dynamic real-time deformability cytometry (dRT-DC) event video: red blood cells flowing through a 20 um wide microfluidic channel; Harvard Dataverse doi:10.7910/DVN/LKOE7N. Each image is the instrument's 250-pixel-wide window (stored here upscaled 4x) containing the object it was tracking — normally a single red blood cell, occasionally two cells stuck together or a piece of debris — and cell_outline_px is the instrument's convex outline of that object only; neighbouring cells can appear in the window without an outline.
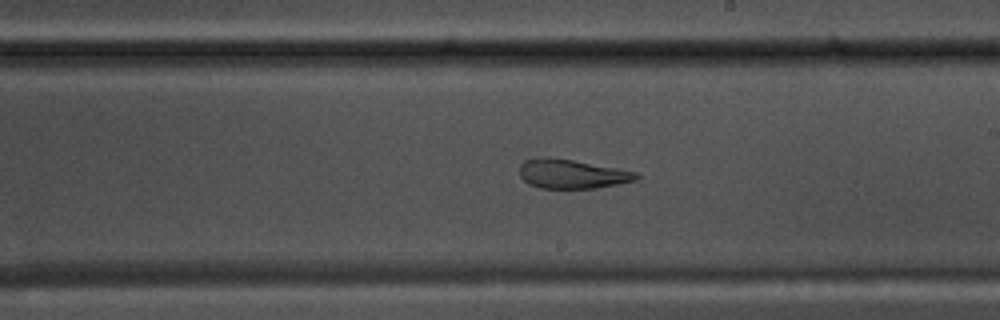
{"species": "common noctule bat (a hibernating species)", "species_latin": "Nyctalus noctula", "temperature_condition": "warm", "stored_images_in_passage": 51, "camera_frame_rate_fps": 3000, "um_per_image_px": 0.085, "animal": {"sex": "male", "body_mass_g": 17.5, "forearm_length_mm": 52.3}, "frame": {"image": 1, "passage_image": 28, "time_ms": 9.0, "image_size_px": [1000, 320], "cell_outline_px": [[640, 176], [636, 180], [596, 188], [540, 188], [528, 184], [520, 176], [520, 164], [524, 160], [544, 156], [572, 160], [616, 168], [636, 172]], "centroid_in_image_um": [48.57, 14.78], "position_along_channel_um": 240.4, "area_um2": 19.71}}
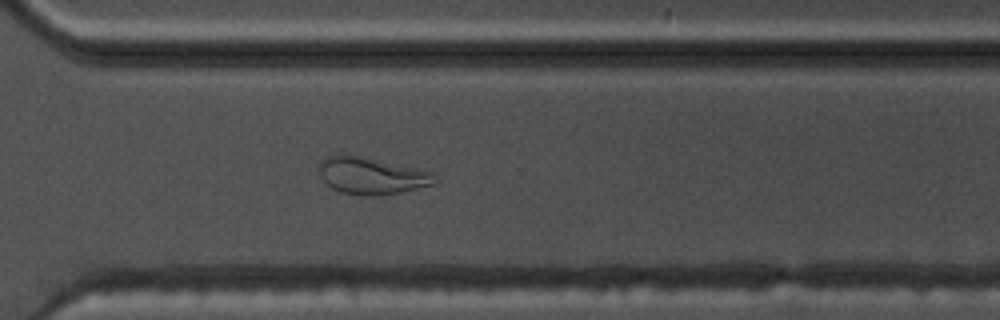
{"frame": {"image": 2, "passage_image": 36, "time_ms": 11.667, "image_size_px": [1000, 320], "cell_outline_px": [[436, 184], [400, 192], [380, 196], [368, 196], [340, 192], [332, 188], [320, 176], [320, 164], [328, 156], [344, 152], [416, 168], [432, 172]], "centroid_in_image_um": [31.57, 14.93], "position_along_channel_um": 339.0, "area_um2": 24.85}}
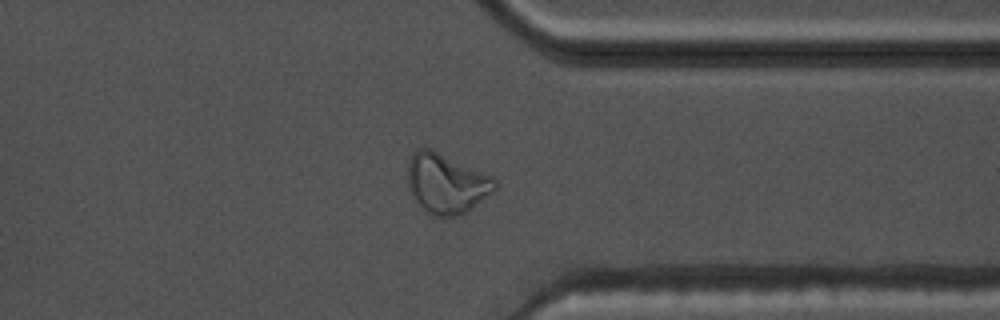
{"frame": {"image": 3, "passage_image": 39, "time_ms": 12.667, "image_size_px": [1000, 320], "cell_outline_px": [[496, 192], [460, 216], [432, 216], [416, 200], [408, 184], [408, 160], [412, 152], [416, 148], [432, 148], [496, 176]], "centroid_in_image_um": [38.01, 15.55], "position_along_channel_um": 373.4, "area_um2": 31.04}, "authors_computed_cell_mechanics": {"area_um2": 25.3742, "velocity_mm_per_s": 3.7067, "shape_relaxation_time_tau1_ms": null, "shape_relaxation_time_tau2_ms": 1.95, "deformation_change_tau1": null, "deformation_change_tau2": 0.0973}}